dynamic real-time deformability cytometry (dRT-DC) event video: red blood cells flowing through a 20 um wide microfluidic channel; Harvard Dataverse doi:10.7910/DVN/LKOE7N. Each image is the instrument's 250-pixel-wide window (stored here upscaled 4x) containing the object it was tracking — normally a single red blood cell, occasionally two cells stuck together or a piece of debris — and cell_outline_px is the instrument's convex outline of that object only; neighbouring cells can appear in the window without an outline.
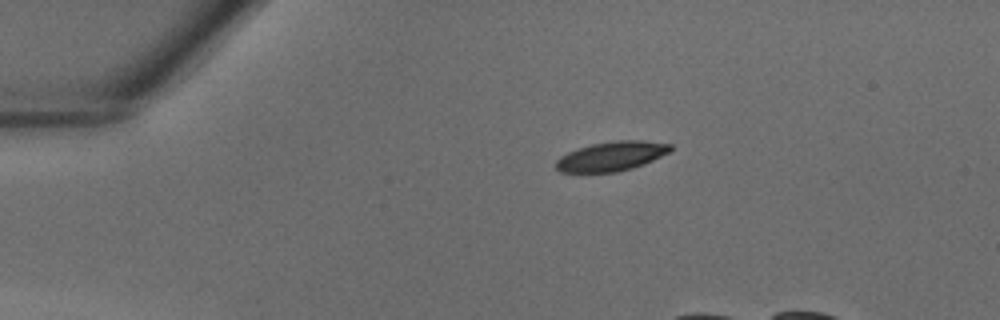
{"species": "common noctule bat (a hibernating species)", "species_latin": "Nyctalus noctula", "temperature_condition": "warm", "stored_images_in_passage": 7, "camera_frame_rate_fps": 3000, "um_per_image_px": 0.085, "animal": {"sex": "male", "body_mass_g": 18.8}, "frame": {"image": 1, "passage_image": 1, "time_ms": 0.0, "image_size_px": [1000, 320], "cell_outline_px": [[672, 148], [668, 152], [644, 164], [632, 168], [616, 172], [560, 172], [556, 168], [556, 160], [560, 156], [568, 152], [592, 144], [616, 140], [640, 140], [672, 144]], "centroid_in_image_um": [51.96, 13.28], "position_along_channel_um": 33.0, "area_um2": 19.42}}